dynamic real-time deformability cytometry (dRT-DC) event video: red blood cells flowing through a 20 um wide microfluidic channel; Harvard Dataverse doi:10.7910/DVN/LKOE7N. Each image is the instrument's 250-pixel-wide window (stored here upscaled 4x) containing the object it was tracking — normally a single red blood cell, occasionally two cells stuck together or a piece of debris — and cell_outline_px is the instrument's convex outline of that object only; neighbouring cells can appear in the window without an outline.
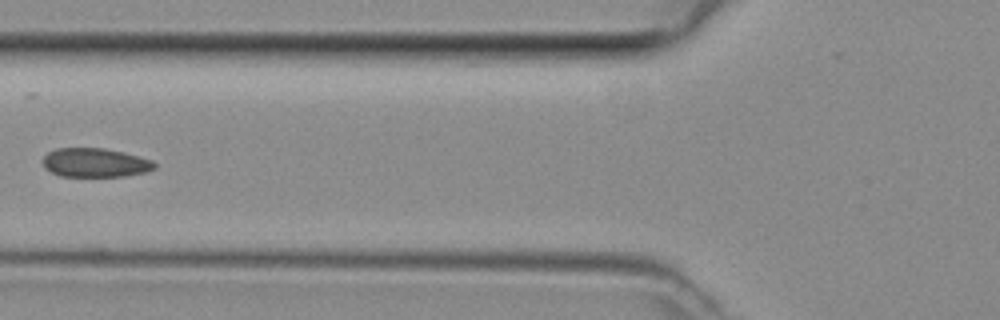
{"species": "common noctule bat (a hibernating species)", "species_latin": "Nyctalus noctula", "temperature_condition": "room temperature", "stored_images_in_passage": 5, "camera_frame_rate_fps": 3000, "um_per_image_px": 0.085, "animal": {"sex": "female", "body_mass_g": 29.2, "forearm_length_mm": 56.3}, "frame": {"image": 1, "passage_image": 5, "time_ms": 1.333, "image_size_px": [1000, 320], "cell_outline_px": [[156, 168], [148, 172], [124, 176], [60, 176], [44, 168], [44, 156], [48, 152], [56, 148], [104, 148], [124, 152], [152, 160], [156, 164]], "centroid_in_image_um": [8.11, 13.82], "position_along_channel_um": 117.7, "area_um2": 18.9}}